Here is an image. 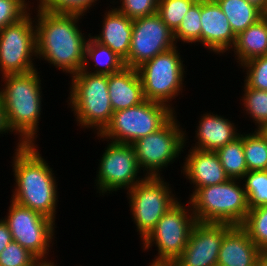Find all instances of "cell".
Wrapping results in <instances>:
<instances>
[{"instance_id": "obj_1", "label": "cell", "mask_w": 267, "mask_h": 266, "mask_svg": "<svg viewBox=\"0 0 267 266\" xmlns=\"http://www.w3.org/2000/svg\"><path fill=\"white\" fill-rule=\"evenodd\" d=\"M36 10V58L70 76L77 74L84 66L88 40L78 27L83 15Z\"/></svg>"}, {"instance_id": "obj_2", "label": "cell", "mask_w": 267, "mask_h": 266, "mask_svg": "<svg viewBox=\"0 0 267 266\" xmlns=\"http://www.w3.org/2000/svg\"><path fill=\"white\" fill-rule=\"evenodd\" d=\"M37 147L16 143L11 162L15 181L11 199L55 221L58 179Z\"/></svg>"}, {"instance_id": "obj_3", "label": "cell", "mask_w": 267, "mask_h": 266, "mask_svg": "<svg viewBox=\"0 0 267 266\" xmlns=\"http://www.w3.org/2000/svg\"><path fill=\"white\" fill-rule=\"evenodd\" d=\"M38 70L1 77L0 100L8 127L18 135L16 142L36 144L42 113V86ZM39 74V75H38ZM37 134V135H36Z\"/></svg>"}, {"instance_id": "obj_4", "label": "cell", "mask_w": 267, "mask_h": 266, "mask_svg": "<svg viewBox=\"0 0 267 266\" xmlns=\"http://www.w3.org/2000/svg\"><path fill=\"white\" fill-rule=\"evenodd\" d=\"M71 84L67 105L74 111L77 126L91 128L94 134H100L114 113L108 92V75L80 70L71 76Z\"/></svg>"}, {"instance_id": "obj_5", "label": "cell", "mask_w": 267, "mask_h": 266, "mask_svg": "<svg viewBox=\"0 0 267 266\" xmlns=\"http://www.w3.org/2000/svg\"><path fill=\"white\" fill-rule=\"evenodd\" d=\"M241 181L229 179L220 184L198 188L188 200L197 222L240 226L249 211Z\"/></svg>"}, {"instance_id": "obj_6", "label": "cell", "mask_w": 267, "mask_h": 266, "mask_svg": "<svg viewBox=\"0 0 267 266\" xmlns=\"http://www.w3.org/2000/svg\"><path fill=\"white\" fill-rule=\"evenodd\" d=\"M185 203L187 207L179 200L141 241L144 251L152 249L154 245L157 248L158 256L152 259L151 264L173 265L181 256L197 223L190 203Z\"/></svg>"}, {"instance_id": "obj_7", "label": "cell", "mask_w": 267, "mask_h": 266, "mask_svg": "<svg viewBox=\"0 0 267 266\" xmlns=\"http://www.w3.org/2000/svg\"><path fill=\"white\" fill-rule=\"evenodd\" d=\"M174 114L167 105L144 100L138 105L114 112L110 123L96 137L102 141L132 145L160 129Z\"/></svg>"}, {"instance_id": "obj_8", "label": "cell", "mask_w": 267, "mask_h": 266, "mask_svg": "<svg viewBox=\"0 0 267 266\" xmlns=\"http://www.w3.org/2000/svg\"><path fill=\"white\" fill-rule=\"evenodd\" d=\"M180 55L179 47L175 46L137 68L145 100L167 105L175 113L170 102L182 93L186 78V65Z\"/></svg>"}, {"instance_id": "obj_9", "label": "cell", "mask_w": 267, "mask_h": 266, "mask_svg": "<svg viewBox=\"0 0 267 266\" xmlns=\"http://www.w3.org/2000/svg\"><path fill=\"white\" fill-rule=\"evenodd\" d=\"M176 114L160 129L132 144L139 167L146 176L160 177L161 171L173 164L184 152L188 135L186 130L181 128Z\"/></svg>"}, {"instance_id": "obj_10", "label": "cell", "mask_w": 267, "mask_h": 266, "mask_svg": "<svg viewBox=\"0 0 267 266\" xmlns=\"http://www.w3.org/2000/svg\"><path fill=\"white\" fill-rule=\"evenodd\" d=\"M172 191V187L163 176H147L126 192L132 221L141 241L157 225L162 216L180 200Z\"/></svg>"}, {"instance_id": "obj_11", "label": "cell", "mask_w": 267, "mask_h": 266, "mask_svg": "<svg viewBox=\"0 0 267 266\" xmlns=\"http://www.w3.org/2000/svg\"><path fill=\"white\" fill-rule=\"evenodd\" d=\"M104 150L94 185L100 196L122 189L128 191L147 177L138 176L142 172L133 145L109 141Z\"/></svg>"}, {"instance_id": "obj_12", "label": "cell", "mask_w": 267, "mask_h": 266, "mask_svg": "<svg viewBox=\"0 0 267 266\" xmlns=\"http://www.w3.org/2000/svg\"><path fill=\"white\" fill-rule=\"evenodd\" d=\"M4 217L3 220L8 225L13 241L37 258L50 257L48 253L56 238L55 221L13 200L10 201L7 216Z\"/></svg>"}, {"instance_id": "obj_13", "label": "cell", "mask_w": 267, "mask_h": 266, "mask_svg": "<svg viewBox=\"0 0 267 266\" xmlns=\"http://www.w3.org/2000/svg\"><path fill=\"white\" fill-rule=\"evenodd\" d=\"M32 12L17 23L0 29V73L23 74L37 69L36 27ZM34 19V20H33ZM35 57V58H34Z\"/></svg>"}, {"instance_id": "obj_14", "label": "cell", "mask_w": 267, "mask_h": 266, "mask_svg": "<svg viewBox=\"0 0 267 266\" xmlns=\"http://www.w3.org/2000/svg\"><path fill=\"white\" fill-rule=\"evenodd\" d=\"M176 46L173 32L155 14L133 20L132 37L125 66L137 69L158 54Z\"/></svg>"}, {"instance_id": "obj_15", "label": "cell", "mask_w": 267, "mask_h": 266, "mask_svg": "<svg viewBox=\"0 0 267 266\" xmlns=\"http://www.w3.org/2000/svg\"><path fill=\"white\" fill-rule=\"evenodd\" d=\"M232 227L227 223L197 222L181 256L172 266H217L223 237Z\"/></svg>"}, {"instance_id": "obj_16", "label": "cell", "mask_w": 267, "mask_h": 266, "mask_svg": "<svg viewBox=\"0 0 267 266\" xmlns=\"http://www.w3.org/2000/svg\"><path fill=\"white\" fill-rule=\"evenodd\" d=\"M201 45L210 52H229L235 44L234 34L228 18L216 0H201Z\"/></svg>"}, {"instance_id": "obj_17", "label": "cell", "mask_w": 267, "mask_h": 266, "mask_svg": "<svg viewBox=\"0 0 267 266\" xmlns=\"http://www.w3.org/2000/svg\"><path fill=\"white\" fill-rule=\"evenodd\" d=\"M186 156L185 162L181 166V173L183 172V176L189 180L191 187H193L189 197L198 188L220 184L230 179L216 152L190 148Z\"/></svg>"}, {"instance_id": "obj_18", "label": "cell", "mask_w": 267, "mask_h": 266, "mask_svg": "<svg viewBox=\"0 0 267 266\" xmlns=\"http://www.w3.org/2000/svg\"><path fill=\"white\" fill-rule=\"evenodd\" d=\"M200 117L195 130L196 143L191 148L216 152L241 134L235 123L223 115L205 112Z\"/></svg>"}, {"instance_id": "obj_19", "label": "cell", "mask_w": 267, "mask_h": 266, "mask_svg": "<svg viewBox=\"0 0 267 266\" xmlns=\"http://www.w3.org/2000/svg\"><path fill=\"white\" fill-rule=\"evenodd\" d=\"M112 5L103 17L101 33L91 35L99 44L109 47L114 53L125 60L130 51L133 19L120 13Z\"/></svg>"}, {"instance_id": "obj_20", "label": "cell", "mask_w": 267, "mask_h": 266, "mask_svg": "<svg viewBox=\"0 0 267 266\" xmlns=\"http://www.w3.org/2000/svg\"><path fill=\"white\" fill-rule=\"evenodd\" d=\"M260 251L240 226H233L223 237L217 266H256Z\"/></svg>"}, {"instance_id": "obj_21", "label": "cell", "mask_w": 267, "mask_h": 266, "mask_svg": "<svg viewBox=\"0 0 267 266\" xmlns=\"http://www.w3.org/2000/svg\"><path fill=\"white\" fill-rule=\"evenodd\" d=\"M108 92L114 112L138 105L145 100L137 69L126 66L108 75Z\"/></svg>"}, {"instance_id": "obj_22", "label": "cell", "mask_w": 267, "mask_h": 266, "mask_svg": "<svg viewBox=\"0 0 267 266\" xmlns=\"http://www.w3.org/2000/svg\"><path fill=\"white\" fill-rule=\"evenodd\" d=\"M231 51H234L238 66L254 58L267 55V16L264 15L256 23L236 36Z\"/></svg>"}, {"instance_id": "obj_23", "label": "cell", "mask_w": 267, "mask_h": 266, "mask_svg": "<svg viewBox=\"0 0 267 266\" xmlns=\"http://www.w3.org/2000/svg\"><path fill=\"white\" fill-rule=\"evenodd\" d=\"M86 37H88V40L85 46V62L82 70L93 74L109 75L125 67L124 60L109 47L103 46L95 41L91 37V33H88ZM91 60L93 61L92 65H94L93 70L89 67L91 66Z\"/></svg>"}, {"instance_id": "obj_24", "label": "cell", "mask_w": 267, "mask_h": 266, "mask_svg": "<svg viewBox=\"0 0 267 266\" xmlns=\"http://www.w3.org/2000/svg\"><path fill=\"white\" fill-rule=\"evenodd\" d=\"M237 36L265 14L246 0H216Z\"/></svg>"}, {"instance_id": "obj_25", "label": "cell", "mask_w": 267, "mask_h": 266, "mask_svg": "<svg viewBox=\"0 0 267 266\" xmlns=\"http://www.w3.org/2000/svg\"><path fill=\"white\" fill-rule=\"evenodd\" d=\"M230 179L241 180L248 172L243 151V134L216 151Z\"/></svg>"}, {"instance_id": "obj_26", "label": "cell", "mask_w": 267, "mask_h": 266, "mask_svg": "<svg viewBox=\"0 0 267 266\" xmlns=\"http://www.w3.org/2000/svg\"><path fill=\"white\" fill-rule=\"evenodd\" d=\"M243 151L248 171L267 170V138L258 129L243 132Z\"/></svg>"}, {"instance_id": "obj_27", "label": "cell", "mask_w": 267, "mask_h": 266, "mask_svg": "<svg viewBox=\"0 0 267 266\" xmlns=\"http://www.w3.org/2000/svg\"><path fill=\"white\" fill-rule=\"evenodd\" d=\"M240 227L261 251H267V205L249 208Z\"/></svg>"}, {"instance_id": "obj_28", "label": "cell", "mask_w": 267, "mask_h": 266, "mask_svg": "<svg viewBox=\"0 0 267 266\" xmlns=\"http://www.w3.org/2000/svg\"><path fill=\"white\" fill-rule=\"evenodd\" d=\"M201 0H197L184 15L178 29L173 33L176 45L201 44Z\"/></svg>"}, {"instance_id": "obj_29", "label": "cell", "mask_w": 267, "mask_h": 266, "mask_svg": "<svg viewBox=\"0 0 267 266\" xmlns=\"http://www.w3.org/2000/svg\"><path fill=\"white\" fill-rule=\"evenodd\" d=\"M244 95L240 97L246 115H250L257 129L267 122V91L249 88L243 83Z\"/></svg>"}, {"instance_id": "obj_30", "label": "cell", "mask_w": 267, "mask_h": 266, "mask_svg": "<svg viewBox=\"0 0 267 266\" xmlns=\"http://www.w3.org/2000/svg\"><path fill=\"white\" fill-rule=\"evenodd\" d=\"M241 180L249 208L267 205V170L248 171Z\"/></svg>"}, {"instance_id": "obj_31", "label": "cell", "mask_w": 267, "mask_h": 266, "mask_svg": "<svg viewBox=\"0 0 267 266\" xmlns=\"http://www.w3.org/2000/svg\"><path fill=\"white\" fill-rule=\"evenodd\" d=\"M197 0H159L157 13L162 21L174 33L184 15Z\"/></svg>"}, {"instance_id": "obj_32", "label": "cell", "mask_w": 267, "mask_h": 266, "mask_svg": "<svg viewBox=\"0 0 267 266\" xmlns=\"http://www.w3.org/2000/svg\"><path fill=\"white\" fill-rule=\"evenodd\" d=\"M97 1L99 0H37V8L54 13L80 14L84 17Z\"/></svg>"}, {"instance_id": "obj_33", "label": "cell", "mask_w": 267, "mask_h": 266, "mask_svg": "<svg viewBox=\"0 0 267 266\" xmlns=\"http://www.w3.org/2000/svg\"><path fill=\"white\" fill-rule=\"evenodd\" d=\"M244 83L249 88L267 91V55L243 63ZM244 67V68H243Z\"/></svg>"}, {"instance_id": "obj_34", "label": "cell", "mask_w": 267, "mask_h": 266, "mask_svg": "<svg viewBox=\"0 0 267 266\" xmlns=\"http://www.w3.org/2000/svg\"><path fill=\"white\" fill-rule=\"evenodd\" d=\"M30 9L31 2L27 0H0V29L17 23Z\"/></svg>"}, {"instance_id": "obj_35", "label": "cell", "mask_w": 267, "mask_h": 266, "mask_svg": "<svg viewBox=\"0 0 267 266\" xmlns=\"http://www.w3.org/2000/svg\"><path fill=\"white\" fill-rule=\"evenodd\" d=\"M119 3L116 10L126 15L130 19H137L145 16L155 14L157 12V6L159 0H113L111 4Z\"/></svg>"}, {"instance_id": "obj_36", "label": "cell", "mask_w": 267, "mask_h": 266, "mask_svg": "<svg viewBox=\"0 0 267 266\" xmlns=\"http://www.w3.org/2000/svg\"><path fill=\"white\" fill-rule=\"evenodd\" d=\"M36 259L29 250L12 241L0 253V266H32Z\"/></svg>"}, {"instance_id": "obj_37", "label": "cell", "mask_w": 267, "mask_h": 266, "mask_svg": "<svg viewBox=\"0 0 267 266\" xmlns=\"http://www.w3.org/2000/svg\"><path fill=\"white\" fill-rule=\"evenodd\" d=\"M13 241L7 223L0 219V253Z\"/></svg>"}, {"instance_id": "obj_38", "label": "cell", "mask_w": 267, "mask_h": 266, "mask_svg": "<svg viewBox=\"0 0 267 266\" xmlns=\"http://www.w3.org/2000/svg\"><path fill=\"white\" fill-rule=\"evenodd\" d=\"M5 133L12 134V132L10 131V129L8 127L6 115H5V110H4V107H3L2 102L0 100V135L5 134Z\"/></svg>"}, {"instance_id": "obj_39", "label": "cell", "mask_w": 267, "mask_h": 266, "mask_svg": "<svg viewBox=\"0 0 267 266\" xmlns=\"http://www.w3.org/2000/svg\"><path fill=\"white\" fill-rule=\"evenodd\" d=\"M32 266H58L53 260L47 258H37Z\"/></svg>"}, {"instance_id": "obj_40", "label": "cell", "mask_w": 267, "mask_h": 266, "mask_svg": "<svg viewBox=\"0 0 267 266\" xmlns=\"http://www.w3.org/2000/svg\"><path fill=\"white\" fill-rule=\"evenodd\" d=\"M248 3L255 5L264 14L267 12V0H246Z\"/></svg>"}, {"instance_id": "obj_41", "label": "cell", "mask_w": 267, "mask_h": 266, "mask_svg": "<svg viewBox=\"0 0 267 266\" xmlns=\"http://www.w3.org/2000/svg\"><path fill=\"white\" fill-rule=\"evenodd\" d=\"M256 266H267V251H260Z\"/></svg>"}, {"instance_id": "obj_42", "label": "cell", "mask_w": 267, "mask_h": 266, "mask_svg": "<svg viewBox=\"0 0 267 266\" xmlns=\"http://www.w3.org/2000/svg\"><path fill=\"white\" fill-rule=\"evenodd\" d=\"M258 130L267 138V122Z\"/></svg>"}, {"instance_id": "obj_43", "label": "cell", "mask_w": 267, "mask_h": 266, "mask_svg": "<svg viewBox=\"0 0 267 266\" xmlns=\"http://www.w3.org/2000/svg\"><path fill=\"white\" fill-rule=\"evenodd\" d=\"M149 264H150L149 266H172V265L151 264V263H149Z\"/></svg>"}]
</instances>
